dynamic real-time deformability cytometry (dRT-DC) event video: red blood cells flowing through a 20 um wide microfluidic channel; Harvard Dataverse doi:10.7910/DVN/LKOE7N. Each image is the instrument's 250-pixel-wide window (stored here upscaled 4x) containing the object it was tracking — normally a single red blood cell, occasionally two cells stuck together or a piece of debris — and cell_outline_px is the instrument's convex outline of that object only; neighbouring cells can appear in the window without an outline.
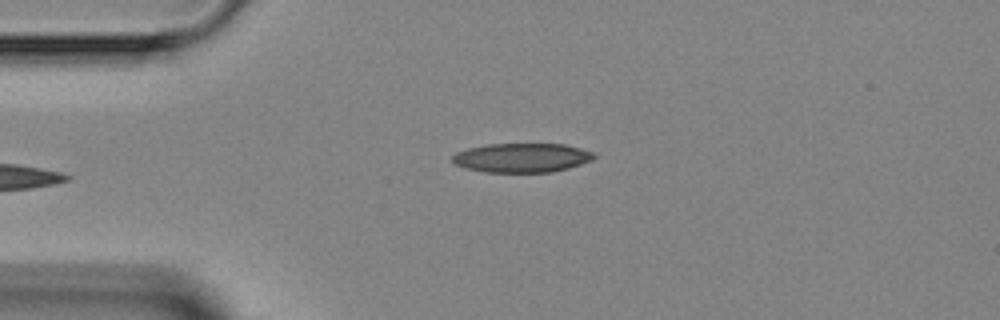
{"species": "Egyptian fruit bat (a non-hibernating species)", "species_latin": "Rousettus aegyptiacus", "temperature_condition": "room temperature", "stored_images_in_passage": 4, "camera_frame_rate_fps": 3000, "um_per_image_px": 0.085, "animal": {"sex": "female"}, "frame": {"image": 1, "passage_image": 4, "time_ms": 3.333, "image_size_px": [1000, 320], "cell_outline_px": [[596, 156], [592, 160], [568, 168], [552, 172], [484, 172], [464, 168], [456, 164], [452, 160], [452, 156], [456, 152], [468, 148], [488, 144], [564, 144], [596, 152]], "centroid_in_image_um": [44.37, 13.41], "position_along_channel_um": 40.6, "area_um2": 24.16}}